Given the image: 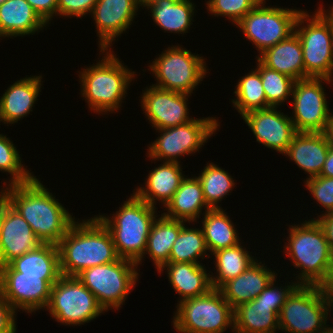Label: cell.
<instances>
[{"label":"cell","mask_w":333,"mask_h":333,"mask_svg":"<svg viewBox=\"0 0 333 333\" xmlns=\"http://www.w3.org/2000/svg\"><path fill=\"white\" fill-rule=\"evenodd\" d=\"M327 78L296 80L292 91L294 117H290L296 132H324L331 114L322 82Z\"/></svg>","instance_id":"5bb4252c"},{"label":"cell","mask_w":333,"mask_h":333,"mask_svg":"<svg viewBox=\"0 0 333 333\" xmlns=\"http://www.w3.org/2000/svg\"><path fill=\"white\" fill-rule=\"evenodd\" d=\"M186 221L170 219L161 214L151 226L147 239L145 254L154 262L159 271L165 264L169 263L172 245Z\"/></svg>","instance_id":"f546056e"},{"label":"cell","mask_w":333,"mask_h":333,"mask_svg":"<svg viewBox=\"0 0 333 333\" xmlns=\"http://www.w3.org/2000/svg\"><path fill=\"white\" fill-rule=\"evenodd\" d=\"M327 11L318 7L312 16L302 11L296 20L294 32L301 42L305 78L333 81L332 7Z\"/></svg>","instance_id":"8992f818"},{"label":"cell","mask_w":333,"mask_h":333,"mask_svg":"<svg viewBox=\"0 0 333 333\" xmlns=\"http://www.w3.org/2000/svg\"><path fill=\"white\" fill-rule=\"evenodd\" d=\"M97 0H58L57 14L65 17H82L91 13Z\"/></svg>","instance_id":"b9f144b4"},{"label":"cell","mask_w":333,"mask_h":333,"mask_svg":"<svg viewBox=\"0 0 333 333\" xmlns=\"http://www.w3.org/2000/svg\"><path fill=\"white\" fill-rule=\"evenodd\" d=\"M42 76L26 77L7 88L0 98V121L14 124L32 112V107L41 92Z\"/></svg>","instance_id":"7402d4cb"},{"label":"cell","mask_w":333,"mask_h":333,"mask_svg":"<svg viewBox=\"0 0 333 333\" xmlns=\"http://www.w3.org/2000/svg\"><path fill=\"white\" fill-rule=\"evenodd\" d=\"M137 267V263L119 258L87 268L76 277L93 293L105 311L109 308L118 310L138 280Z\"/></svg>","instance_id":"ba28073f"},{"label":"cell","mask_w":333,"mask_h":333,"mask_svg":"<svg viewBox=\"0 0 333 333\" xmlns=\"http://www.w3.org/2000/svg\"><path fill=\"white\" fill-rule=\"evenodd\" d=\"M173 327L180 333H223L234 326L233 308L217 288L177 303Z\"/></svg>","instance_id":"52a82bcc"},{"label":"cell","mask_w":333,"mask_h":333,"mask_svg":"<svg viewBox=\"0 0 333 333\" xmlns=\"http://www.w3.org/2000/svg\"><path fill=\"white\" fill-rule=\"evenodd\" d=\"M57 246L60 272L67 277L120 258L110 232L96 216L80 223L74 221Z\"/></svg>","instance_id":"7a4b0ae2"},{"label":"cell","mask_w":333,"mask_h":333,"mask_svg":"<svg viewBox=\"0 0 333 333\" xmlns=\"http://www.w3.org/2000/svg\"><path fill=\"white\" fill-rule=\"evenodd\" d=\"M319 217L315 219L321 226L327 242L329 244L330 250L333 254V212L328 214L318 215Z\"/></svg>","instance_id":"bcb514c9"},{"label":"cell","mask_w":333,"mask_h":333,"mask_svg":"<svg viewBox=\"0 0 333 333\" xmlns=\"http://www.w3.org/2000/svg\"><path fill=\"white\" fill-rule=\"evenodd\" d=\"M319 176L333 178V146L329 145L325 163Z\"/></svg>","instance_id":"7dc6e473"},{"label":"cell","mask_w":333,"mask_h":333,"mask_svg":"<svg viewBox=\"0 0 333 333\" xmlns=\"http://www.w3.org/2000/svg\"><path fill=\"white\" fill-rule=\"evenodd\" d=\"M155 209L133 193L111 218L96 216L110 232L120 258L141 264L151 226L158 217Z\"/></svg>","instance_id":"277c9868"},{"label":"cell","mask_w":333,"mask_h":333,"mask_svg":"<svg viewBox=\"0 0 333 333\" xmlns=\"http://www.w3.org/2000/svg\"><path fill=\"white\" fill-rule=\"evenodd\" d=\"M318 288L333 305V258L328 265L324 279L318 284Z\"/></svg>","instance_id":"f6af8a7d"},{"label":"cell","mask_w":333,"mask_h":333,"mask_svg":"<svg viewBox=\"0 0 333 333\" xmlns=\"http://www.w3.org/2000/svg\"><path fill=\"white\" fill-rule=\"evenodd\" d=\"M140 6L137 0H97L92 15L101 50L110 49L115 38L129 29Z\"/></svg>","instance_id":"d6986e66"},{"label":"cell","mask_w":333,"mask_h":333,"mask_svg":"<svg viewBox=\"0 0 333 333\" xmlns=\"http://www.w3.org/2000/svg\"><path fill=\"white\" fill-rule=\"evenodd\" d=\"M274 282H276V278L256 298H260V302L271 306V309L279 315L281 307L299 284L292 282L291 285L287 284V286L278 287L274 286Z\"/></svg>","instance_id":"60d3db41"},{"label":"cell","mask_w":333,"mask_h":333,"mask_svg":"<svg viewBox=\"0 0 333 333\" xmlns=\"http://www.w3.org/2000/svg\"><path fill=\"white\" fill-rule=\"evenodd\" d=\"M46 310L55 321L66 326L88 323L105 311L77 277L67 276H61L51 287Z\"/></svg>","instance_id":"30bf717a"},{"label":"cell","mask_w":333,"mask_h":333,"mask_svg":"<svg viewBox=\"0 0 333 333\" xmlns=\"http://www.w3.org/2000/svg\"><path fill=\"white\" fill-rule=\"evenodd\" d=\"M61 276H20L9 265L0 266V287L3 295L17 311L34 313L46 309L51 287Z\"/></svg>","instance_id":"9a60e30c"},{"label":"cell","mask_w":333,"mask_h":333,"mask_svg":"<svg viewBox=\"0 0 333 333\" xmlns=\"http://www.w3.org/2000/svg\"><path fill=\"white\" fill-rule=\"evenodd\" d=\"M164 269L173 289L181 295L180 301L204 295L213 289L210 274L202 264L169 262L158 272Z\"/></svg>","instance_id":"d4e9b609"},{"label":"cell","mask_w":333,"mask_h":333,"mask_svg":"<svg viewBox=\"0 0 333 333\" xmlns=\"http://www.w3.org/2000/svg\"><path fill=\"white\" fill-rule=\"evenodd\" d=\"M207 251L203 230L184 225L172 245L169 262L201 264L198 258L210 257Z\"/></svg>","instance_id":"e575fe53"},{"label":"cell","mask_w":333,"mask_h":333,"mask_svg":"<svg viewBox=\"0 0 333 333\" xmlns=\"http://www.w3.org/2000/svg\"><path fill=\"white\" fill-rule=\"evenodd\" d=\"M21 160L13 142L6 135L0 134V171L10 174L9 185L25 183L34 177L29 170L24 168Z\"/></svg>","instance_id":"74e56055"},{"label":"cell","mask_w":333,"mask_h":333,"mask_svg":"<svg viewBox=\"0 0 333 333\" xmlns=\"http://www.w3.org/2000/svg\"><path fill=\"white\" fill-rule=\"evenodd\" d=\"M262 0L247 13L236 26L256 46L259 55L288 38L295 31V24L302 10L265 6Z\"/></svg>","instance_id":"7c38bea8"},{"label":"cell","mask_w":333,"mask_h":333,"mask_svg":"<svg viewBox=\"0 0 333 333\" xmlns=\"http://www.w3.org/2000/svg\"><path fill=\"white\" fill-rule=\"evenodd\" d=\"M197 177L201 183L206 204L211 209L221 208L218 203L224 196L229 195L235 182L227 171L212 162L207 163Z\"/></svg>","instance_id":"d590c367"},{"label":"cell","mask_w":333,"mask_h":333,"mask_svg":"<svg viewBox=\"0 0 333 333\" xmlns=\"http://www.w3.org/2000/svg\"><path fill=\"white\" fill-rule=\"evenodd\" d=\"M333 305L315 285H298L278 315L279 330L290 333H317L327 325Z\"/></svg>","instance_id":"9c48e42d"},{"label":"cell","mask_w":333,"mask_h":333,"mask_svg":"<svg viewBox=\"0 0 333 333\" xmlns=\"http://www.w3.org/2000/svg\"><path fill=\"white\" fill-rule=\"evenodd\" d=\"M233 316L235 333H275L279 330L278 315L271 306L260 302V298L237 306Z\"/></svg>","instance_id":"f1b7e54d"},{"label":"cell","mask_w":333,"mask_h":333,"mask_svg":"<svg viewBox=\"0 0 333 333\" xmlns=\"http://www.w3.org/2000/svg\"><path fill=\"white\" fill-rule=\"evenodd\" d=\"M304 182L314 200L326 209L324 214L333 212V178L316 176Z\"/></svg>","instance_id":"ab89813d"},{"label":"cell","mask_w":333,"mask_h":333,"mask_svg":"<svg viewBox=\"0 0 333 333\" xmlns=\"http://www.w3.org/2000/svg\"><path fill=\"white\" fill-rule=\"evenodd\" d=\"M262 0H208L206 9L212 14L226 16L237 24L247 13L253 10Z\"/></svg>","instance_id":"f35d334b"},{"label":"cell","mask_w":333,"mask_h":333,"mask_svg":"<svg viewBox=\"0 0 333 333\" xmlns=\"http://www.w3.org/2000/svg\"><path fill=\"white\" fill-rule=\"evenodd\" d=\"M203 215L201 228L208 252L212 254L240 243L237 230L223 209H209Z\"/></svg>","instance_id":"1f68e13d"},{"label":"cell","mask_w":333,"mask_h":333,"mask_svg":"<svg viewBox=\"0 0 333 333\" xmlns=\"http://www.w3.org/2000/svg\"><path fill=\"white\" fill-rule=\"evenodd\" d=\"M179 163L163 161L161 166L150 171L145 181L146 185L137 187L134 194L151 206L155 207L157 201L166 206L185 178Z\"/></svg>","instance_id":"603a6c76"},{"label":"cell","mask_w":333,"mask_h":333,"mask_svg":"<svg viewBox=\"0 0 333 333\" xmlns=\"http://www.w3.org/2000/svg\"><path fill=\"white\" fill-rule=\"evenodd\" d=\"M277 273L267 269L262 262L251 264L238 277L226 281L219 291L233 310L255 299L268 285L277 278Z\"/></svg>","instance_id":"ffe728a7"},{"label":"cell","mask_w":333,"mask_h":333,"mask_svg":"<svg viewBox=\"0 0 333 333\" xmlns=\"http://www.w3.org/2000/svg\"><path fill=\"white\" fill-rule=\"evenodd\" d=\"M0 287V333H16L15 313Z\"/></svg>","instance_id":"7bdbcfd3"},{"label":"cell","mask_w":333,"mask_h":333,"mask_svg":"<svg viewBox=\"0 0 333 333\" xmlns=\"http://www.w3.org/2000/svg\"><path fill=\"white\" fill-rule=\"evenodd\" d=\"M234 94L236 99H232V103L241 116L253 110L271 107L267 103L261 76L256 69L241 77Z\"/></svg>","instance_id":"836d02e7"},{"label":"cell","mask_w":333,"mask_h":333,"mask_svg":"<svg viewBox=\"0 0 333 333\" xmlns=\"http://www.w3.org/2000/svg\"><path fill=\"white\" fill-rule=\"evenodd\" d=\"M191 0H152L145 6L150 9L153 21L165 32L187 33L194 16Z\"/></svg>","instance_id":"83f0119b"},{"label":"cell","mask_w":333,"mask_h":333,"mask_svg":"<svg viewBox=\"0 0 333 333\" xmlns=\"http://www.w3.org/2000/svg\"><path fill=\"white\" fill-rule=\"evenodd\" d=\"M20 276H62L59 250L54 244H41L8 264Z\"/></svg>","instance_id":"4dcf8cb0"},{"label":"cell","mask_w":333,"mask_h":333,"mask_svg":"<svg viewBox=\"0 0 333 333\" xmlns=\"http://www.w3.org/2000/svg\"><path fill=\"white\" fill-rule=\"evenodd\" d=\"M249 126L256 141L265 147L284 154L296 134L293 122L277 107L250 111L241 116Z\"/></svg>","instance_id":"ac0fdd59"},{"label":"cell","mask_w":333,"mask_h":333,"mask_svg":"<svg viewBox=\"0 0 333 333\" xmlns=\"http://www.w3.org/2000/svg\"><path fill=\"white\" fill-rule=\"evenodd\" d=\"M100 52L105 53L101 62L80 72L81 93L92 111L112 113L120 108L135 72L125 67L111 50Z\"/></svg>","instance_id":"3957f363"},{"label":"cell","mask_w":333,"mask_h":333,"mask_svg":"<svg viewBox=\"0 0 333 333\" xmlns=\"http://www.w3.org/2000/svg\"><path fill=\"white\" fill-rule=\"evenodd\" d=\"M323 133L325 134L329 144L331 146H333V114L332 113L330 114V116L328 118V122H327L326 128Z\"/></svg>","instance_id":"c3c4849f"},{"label":"cell","mask_w":333,"mask_h":333,"mask_svg":"<svg viewBox=\"0 0 333 333\" xmlns=\"http://www.w3.org/2000/svg\"><path fill=\"white\" fill-rule=\"evenodd\" d=\"M141 106L155 130L186 124L189 117L187 101L190 95L156 87L144 90Z\"/></svg>","instance_id":"e0dca14e"},{"label":"cell","mask_w":333,"mask_h":333,"mask_svg":"<svg viewBox=\"0 0 333 333\" xmlns=\"http://www.w3.org/2000/svg\"><path fill=\"white\" fill-rule=\"evenodd\" d=\"M47 24L52 17L57 15L58 0H26Z\"/></svg>","instance_id":"ee69618b"},{"label":"cell","mask_w":333,"mask_h":333,"mask_svg":"<svg viewBox=\"0 0 333 333\" xmlns=\"http://www.w3.org/2000/svg\"><path fill=\"white\" fill-rule=\"evenodd\" d=\"M137 1L141 6H145L149 1H152V0H137Z\"/></svg>","instance_id":"681fc988"},{"label":"cell","mask_w":333,"mask_h":333,"mask_svg":"<svg viewBox=\"0 0 333 333\" xmlns=\"http://www.w3.org/2000/svg\"><path fill=\"white\" fill-rule=\"evenodd\" d=\"M256 58L269 69L286 74L295 80L305 79L301 42L295 32Z\"/></svg>","instance_id":"cb8c5ba5"},{"label":"cell","mask_w":333,"mask_h":333,"mask_svg":"<svg viewBox=\"0 0 333 333\" xmlns=\"http://www.w3.org/2000/svg\"><path fill=\"white\" fill-rule=\"evenodd\" d=\"M6 0H0V5L3 4Z\"/></svg>","instance_id":"816d5d0a"},{"label":"cell","mask_w":333,"mask_h":333,"mask_svg":"<svg viewBox=\"0 0 333 333\" xmlns=\"http://www.w3.org/2000/svg\"><path fill=\"white\" fill-rule=\"evenodd\" d=\"M46 25L26 0H6L0 5V37L33 35Z\"/></svg>","instance_id":"484cf974"},{"label":"cell","mask_w":333,"mask_h":333,"mask_svg":"<svg viewBox=\"0 0 333 333\" xmlns=\"http://www.w3.org/2000/svg\"><path fill=\"white\" fill-rule=\"evenodd\" d=\"M168 47L149 66L157 79L156 87L191 95L207 74L205 58L181 46Z\"/></svg>","instance_id":"8fae6325"},{"label":"cell","mask_w":333,"mask_h":333,"mask_svg":"<svg viewBox=\"0 0 333 333\" xmlns=\"http://www.w3.org/2000/svg\"><path fill=\"white\" fill-rule=\"evenodd\" d=\"M329 145L323 132H296L284 155L312 178L320 175Z\"/></svg>","instance_id":"44dd1931"},{"label":"cell","mask_w":333,"mask_h":333,"mask_svg":"<svg viewBox=\"0 0 333 333\" xmlns=\"http://www.w3.org/2000/svg\"><path fill=\"white\" fill-rule=\"evenodd\" d=\"M257 62L255 69L260 73L267 103L271 107H278L289 96H292L296 80L286 74L267 68L258 59Z\"/></svg>","instance_id":"8d00e7d4"},{"label":"cell","mask_w":333,"mask_h":333,"mask_svg":"<svg viewBox=\"0 0 333 333\" xmlns=\"http://www.w3.org/2000/svg\"><path fill=\"white\" fill-rule=\"evenodd\" d=\"M219 126L214 117H203L179 126L158 129L160 137L148 146L147 155L152 160L180 162L177 160L179 156L199 151Z\"/></svg>","instance_id":"4fadbf2b"},{"label":"cell","mask_w":333,"mask_h":333,"mask_svg":"<svg viewBox=\"0 0 333 333\" xmlns=\"http://www.w3.org/2000/svg\"><path fill=\"white\" fill-rule=\"evenodd\" d=\"M5 189L0 192V266L42 244L27 221L4 199Z\"/></svg>","instance_id":"2e32d148"},{"label":"cell","mask_w":333,"mask_h":333,"mask_svg":"<svg viewBox=\"0 0 333 333\" xmlns=\"http://www.w3.org/2000/svg\"><path fill=\"white\" fill-rule=\"evenodd\" d=\"M203 207L205 212L211 209L205 202L201 183L197 176L184 178L180 187L166 204L167 212L163 215L170 219L196 222L201 216Z\"/></svg>","instance_id":"4316f807"},{"label":"cell","mask_w":333,"mask_h":333,"mask_svg":"<svg viewBox=\"0 0 333 333\" xmlns=\"http://www.w3.org/2000/svg\"><path fill=\"white\" fill-rule=\"evenodd\" d=\"M332 53H333V6H332Z\"/></svg>","instance_id":"f907efd6"},{"label":"cell","mask_w":333,"mask_h":333,"mask_svg":"<svg viewBox=\"0 0 333 333\" xmlns=\"http://www.w3.org/2000/svg\"><path fill=\"white\" fill-rule=\"evenodd\" d=\"M8 187L4 199L27 221L42 244L58 245L75 217L72 218L36 176Z\"/></svg>","instance_id":"6da1fadb"},{"label":"cell","mask_w":333,"mask_h":333,"mask_svg":"<svg viewBox=\"0 0 333 333\" xmlns=\"http://www.w3.org/2000/svg\"><path fill=\"white\" fill-rule=\"evenodd\" d=\"M239 243L236 246L220 249L211 255L215 257L216 275L211 277L213 288L219 289L226 281L238 277L257 259Z\"/></svg>","instance_id":"d6a6232c"},{"label":"cell","mask_w":333,"mask_h":333,"mask_svg":"<svg viewBox=\"0 0 333 333\" xmlns=\"http://www.w3.org/2000/svg\"><path fill=\"white\" fill-rule=\"evenodd\" d=\"M290 226L288 243L284 248L294 267L302 270L296 283L318 286L333 258L325 234L315 219L305 220L301 226Z\"/></svg>","instance_id":"5b68a950"}]
</instances>
